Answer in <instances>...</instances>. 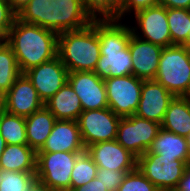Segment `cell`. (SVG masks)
<instances>
[{
  "label": "cell",
  "mask_w": 190,
  "mask_h": 191,
  "mask_svg": "<svg viewBox=\"0 0 190 191\" xmlns=\"http://www.w3.org/2000/svg\"><path fill=\"white\" fill-rule=\"evenodd\" d=\"M44 106L57 120L77 121L79 115L83 112L79 96L68 81L44 103Z\"/></svg>",
  "instance_id": "d6986e66"
},
{
  "label": "cell",
  "mask_w": 190,
  "mask_h": 191,
  "mask_svg": "<svg viewBox=\"0 0 190 191\" xmlns=\"http://www.w3.org/2000/svg\"><path fill=\"white\" fill-rule=\"evenodd\" d=\"M36 172H15L0 169V191H28Z\"/></svg>",
  "instance_id": "f1b7e54d"
},
{
  "label": "cell",
  "mask_w": 190,
  "mask_h": 191,
  "mask_svg": "<svg viewBox=\"0 0 190 191\" xmlns=\"http://www.w3.org/2000/svg\"><path fill=\"white\" fill-rule=\"evenodd\" d=\"M129 50L132 60V75L143 80L154 79L163 47L131 35Z\"/></svg>",
  "instance_id": "e0dca14e"
},
{
  "label": "cell",
  "mask_w": 190,
  "mask_h": 191,
  "mask_svg": "<svg viewBox=\"0 0 190 191\" xmlns=\"http://www.w3.org/2000/svg\"><path fill=\"white\" fill-rule=\"evenodd\" d=\"M160 129L161 124L135 114L121 117L116 141L138 158L148 151Z\"/></svg>",
  "instance_id": "ba28073f"
},
{
  "label": "cell",
  "mask_w": 190,
  "mask_h": 191,
  "mask_svg": "<svg viewBox=\"0 0 190 191\" xmlns=\"http://www.w3.org/2000/svg\"><path fill=\"white\" fill-rule=\"evenodd\" d=\"M44 107L35 87L25 73H21L4 95L2 109L8 113L27 117Z\"/></svg>",
  "instance_id": "5bb4252c"
},
{
  "label": "cell",
  "mask_w": 190,
  "mask_h": 191,
  "mask_svg": "<svg viewBox=\"0 0 190 191\" xmlns=\"http://www.w3.org/2000/svg\"><path fill=\"white\" fill-rule=\"evenodd\" d=\"M186 138H187L188 148L190 152V134Z\"/></svg>",
  "instance_id": "60d3db41"
},
{
  "label": "cell",
  "mask_w": 190,
  "mask_h": 191,
  "mask_svg": "<svg viewBox=\"0 0 190 191\" xmlns=\"http://www.w3.org/2000/svg\"><path fill=\"white\" fill-rule=\"evenodd\" d=\"M161 128L182 137L190 134V97L175 96L170 102Z\"/></svg>",
  "instance_id": "7402d4cb"
},
{
  "label": "cell",
  "mask_w": 190,
  "mask_h": 191,
  "mask_svg": "<svg viewBox=\"0 0 190 191\" xmlns=\"http://www.w3.org/2000/svg\"><path fill=\"white\" fill-rule=\"evenodd\" d=\"M101 55L94 72L102 79L132 75L129 40L132 33L120 20L96 21Z\"/></svg>",
  "instance_id": "3957f363"
},
{
  "label": "cell",
  "mask_w": 190,
  "mask_h": 191,
  "mask_svg": "<svg viewBox=\"0 0 190 191\" xmlns=\"http://www.w3.org/2000/svg\"><path fill=\"white\" fill-rule=\"evenodd\" d=\"M58 33L15 19L3 38L11 47L21 73L58 56Z\"/></svg>",
  "instance_id": "6da1fadb"
},
{
  "label": "cell",
  "mask_w": 190,
  "mask_h": 191,
  "mask_svg": "<svg viewBox=\"0 0 190 191\" xmlns=\"http://www.w3.org/2000/svg\"><path fill=\"white\" fill-rule=\"evenodd\" d=\"M82 152H37L36 179L54 191H70L71 173Z\"/></svg>",
  "instance_id": "8992f818"
},
{
  "label": "cell",
  "mask_w": 190,
  "mask_h": 191,
  "mask_svg": "<svg viewBox=\"0 0 190 191\" xmlns=\"http://www.w3.org/2000/svg\"><path fill=\"white\" fill-rule=\"evenodd\" d=\"M56 121L55 116L45 106L25 117L27 142L36 153L46 143Z\"/></svg>",
  "instance_id": "ffe728a7"
},
{
  "label": "cell",
  "mask_w": 190,
  "mask_h": 191,
  "mask_svg": "<svg viewBox=\"0 0 190 191\" xmlns=\"http://www.w3.org/2000/svg\"><path fill=\"white\" fill-rule=\"evenodd\" d=\"M17 19L58 34L80 30L92 23L82 0H31L17 13Z\"/></svg>",
  "instance_id": "7a4b0ae2"
},
{
  "label": "cell",
  "mask_w": 190,
  "mask_h": 191,
  "mask_svg": "<svg viewBox=\"0 0 190 191\" xmlns=\"http://www.w3.org/2000/svg\"><path fill=\"white\" fill-rule=\"evenodd\" d=\"M159 5L166 8H182L190 10V0H159Z\"/></svg>",
  "instance_id": "e575fe53"
},
{
  "label": "cell",
  "mask_w": 190,
  "mask_h": 191,
  "mask_svg": "<svg viewBox=\"0 0 190 191\" xmlns=\"http://www.w3.org/2000/svg\"><path fill=\"white\" fill-rule=\"evenodd\" d=\"M84 152L86 147L81 138L77 121L57 120L46 143L38 152Z\"/></svg>",
  "instance_id": "ac0fdd59"
},
{
  "label": "cell",
  "mask_w": 190,
  "mask_h": 191,
  "mask_svg": "<svg viewBox=\"0 0 190 191\" xmlns=\"http://www.w3.org/2000/svg\"><path fill=\"white\" fill-rule=\"evenodd\" d=\"M159 5V0H123L118 20H122L125 15H134L140 10ZM128 13V14H127Z\"/></svg>",
  "instance_id": "d6a6232c"
},
{
  "label": "cell",
  "mask_w": 190,
  "mask_h": 191,
  "mask_svg": "<svg viewBox=\"0 0 190 191\" xmlns=\"http://www.w3.org/2000/svg\"><path fill=\"white\" fill-rule=\"evenodd\" d=\"M31 0H11L10 6L12 10L17 14L22 8H24Z\"/></svg>",
  "instance_id": "74e56055"
},
{
  "label": "cell",
  "mask_w": 190,
  "mask_h": 191,
  "mask_svg": "<svg viewBox=\"0 0 190 191\" xmlns=\"http://www.w3.org/2000/svg\"><path fill=\"white\" fill-rule=\"evenodd\" d=\"M166 191H178L177 189H172V190H166Z\"/></svg>",
  "instance_id": "7bdbcfd3"
},
{
  "label": "cell",
  "mask_w": 190,
  "mask_h": 191,
  "mask_svg": "<svg viewBox=\"0 0 190 191\" xmlns=\"http://www.w3.org/2000/svg\"><path fill=\"white\" fill-rule=\"evenodd\" d=\"M71 191H106V187H104L101 180L96 177L87 184L74 188Z\"/></svg>",
  "instance_id": "836d02e7"
},
{
  "label": "cell",
  "mask_w": 190,
  "mask_h": 191,
  "mask_svg": "<svg viewBox=\"0 0 190 191\" xmlns=\"http://www.w3.org/2000/svg\"><path fill=\"white\" fill-rule=\"evenodd\" d=\"M175 96L158 81L144 80L141 98L135 115L161 124L170 102Z\"/></svg>",
  "instance_id": "2e32d148"
},
{
  "label": "cell",
  "mask_w": 190,
  "mask_h": 191,
  "mask_svg": "<svg viewBox=\"0 0 190 191\" xmlns=\"http://www.w3.org/2000/svg\"><path fill=\"white\" fill-rule=\"evenodd\" d=\"M68 82L79 96L83 111L108 107L105 82L95 72H69Z\"/></svg>",
  "instance_id": "4fadbf2b"
},
{
  "label": "cell",
  "mask_w": 190,
  "mask_h": 191,
  "mask_svg": "<svg viewBox=\"0 0 190 191\" xmlns=\"http://www.w3.org/2000/svg\"><path fill=\"white\" fill-rule=\"evenodd\" d=\"M37 153L23 145H6L0 159V169L15 172H36Z\"/></svg>",
  "instance_id": "603a6c76"
},
{
  "label": "cell",
  "mask_w": 190,
  "mask_h": 191,
  "mask_svg": "<svg viewBox=\"0 0 190 191\" xmlns=\"http://www.w3.org/2000/svg\"><path fill=\"white\" fill-rule=\"evenodd\" d=\"M68 73L59 56L25 72L43 103L67 83Z\"/></svg>",
  "instance_id": "7c38bea8"
},
{
  "label": "cell",
  "mask_w": 190,
  "mask_h": 191,
  "mask_svg": "<svg viewBox=\"0 0 190 191\" xmlns=\"http://www.w3.org/2000/svg\"><path fill=\"white\" fill-rule=\"evenodd\" d=\"M167 19L172 45H184L187 47L190 31V10L167 8Z\"/></svg>",
  "instance_id": "484cf974"
},
{
  "label": "cell",
  "mask_w": 190,
  "mask_h": 191,
  "mask_svg": "<svg viewBox=\"0 0 190 191\" xmlns=\"http://www.w3.org/2000/svg\"><path fill=\"white\" fill-rule=\"evenodd\" d=\"M28 191H54L51 188H49L46 184L41 182L38 179H35L28 188Z\"/></svg>",
  "instance_id": "8d00e7d4"
},
{
  "label": "cell",
  "mask_w": 190,
  "mask_h": 191,
  "mask_svg": "<svg viewBox=\"0 0 190 191\" xmlns=\"http://www.w3.org/2000/svg\"><path fill=\"white\" fill-rule=\"evenodd\" d=\"M187 47L190 49V31H189V36H188V39H187Z\"/></svg>",
  "instance_id": "b9f144b4"
},
{
  "label": "cell",
  "mask_w": 190,
  "mask_h": 191,
  "mask_svg": "<svg viewBox=\"0 0 190 191\" xmlns=\"http://www.w3.org/2000/svg\"><path fill=\"white\" fill-rule=\"evenodd\" d=\"M154 80L174 96L190 97V49L184 45L163 48Z\"/></svg>",
  "instance_id": "5b68a950"
},
{
  "label": "cell",
  "mask_w": 190,
  "mask_h": 191,
  "mask_svg": "<svg viewBox=\"0 0 190 191\" xmlns=\"http://www.w3.org/2000/svg\"><path fill=\"white\" fill-rule=\"evenodd\" d=\"M3 100H4V95L1 93L0 91V109L2 108L3 106Z\"/></svg>",
  "instance_id": "ab89813d"
},
{
  "label": "cell",
  "mask_w": 190,
  "mask_h": 191,
  "mask_svg": "<svg viewBox=\"0 0 190 191\" xmlns=\"http://www.w3.org/2000/svg\"><path fill=\"white\" fill-rule=\"evenodd\" d=\"M146 153L160 154L163 157L184 160L187 164H190L187 138L163 128L160 129L158 135L153 139L152 145Z\"/></svg>",
  "instance_id": "44dd1931"
},
{
  "label": "cell",
  "mask_w": 190,
  "mask_h": 191,
  "mask_svg": "<svg viewBox=\"0 0 190 191\" xmlns=\"http://www.w3.org/2000/svg\"><path fill=\"white\" fill-rule=\"evenodd\" d=\"M143 81L134 75L105 79L108 107L119 117L134 115L141 98Z\"/></svg>",
  "instance_id": "9c48e42d"
},
{
  "label": "cell",
  "mask_w": 190,
  "mask_h": 191,
  "mask_svg": "<svg viewBox=\"0 0 190 191\" xmlns=\"http://www.w3.org/2000/svg\"><path fill=\"white\" fill-rule=\"evenodd\" d=\"M21 74L18 62L11 47L0 39V91L5 95Z\"/></svg>",
  "instance_id": "d4e9b609"
},
{
  "label": "cell",
  "mask_w": 190,
  "mask_h": 191,
  "mask_svg": "<svg viewBox=\"0 0 190 191\" xmlns=\"http://www.w3.org/2000/svg\"><path fill=\"white\" fill-rule=\"evenodd\" d=\"M100 55L96 21L80 30L59 33L58 56L68 72H94Z\"/></svg>",
  "instance_id": "277c9868"
},
{
  "label": "cell",
  "mask_w": 190,
  "mask_h": 191,
  "mask_svg": "<svg viewBox=\"0 0 190 191\" xmlns=\"http://www.w3.org/2000/svg\"><path fill=\"white\" fill-rule=\"evenodd\" d=\"M86 151L98 169L134 171L137 168V157L116 140L92 144Z\"/></svg>",
  "instance_id": "9a60e30c"
},
{
  "label": "cell",
  "mask_w": 190,
  "mask_h": 191,
  "mask_svg": "<svg viewBox=\"0 0 190 191\" xmlns=\"http://www.w3.org/2000/svg\"><path fill=\"white\" fill-rule=\"evenodd\" d=\"M117 191H159L138 168L126 173Z\"/></svg>",
  "instance_id": "f546056e"
},
{
  "label": "cell",
  "mask_w": 190,
  "mask_h": 191,
  "mask_svg": "<svg viewBox=\"0 0 190 191\" xmlns=\"http://www.w3.org/2000/svg\"><path fill=\"white\" fill-rule=\"evenodd\" d=\"M133 17H135L134 21L137 25L130 26L133 35L163 48L172 45L166 7L152 6L138 11Z\"/></svg>",
  "instance_id": "8fae6325"
},
{
  "label": "cell",
  "mask_w": 190,
  "mask_h": 191,
  "mask_svg": "<svg viewBox=\"0 0 190 191\" xmlns=\"http://www.w3.org/2000/svg\"><path fill=\"white\" fill-rule=\"evenodd\" d=\"M132 171H115L111 169H98L96 177L106 187V191H117L126 173Z\"/></svg>",
  "instance_id": "4dcf8cb0"
},
{
  "label": "cell",
  "mask_w": 190,
  "mask_h": 191,
  "mask_svg": "<svg viewBox=\"0 0 190 191\" xmlns=\"http://www.w3.org/2000/svg\"><path fill=\"white\" fill-rule=\"evenodd\" d=\"M178 191H190V164L185 169L183 177L176 188Z\"/></svg>",
  "instance_id": "d590c367"
},
{
  "label": "cell",
  "mask_w": 190,
  "mask_h": 191,
  "mask_svg": "<svg viewBox=\"0 0 190 191\" xmlns=\"http://www.w3.org/2000/svg\"><path fill=\"white\" fill-rule=\"evenodd\" d=\"M0 134L4 138L6 145L28 144L26 138L25 117L8 113L0 109Z\"/></svg>",
  "instance_id": "cb8c5ba5"
},
{
  "label": "cell",
  "mask_w": 190,
  "mask_h": 191,
  "mask_svg": "<svg viewBox=\"0 0 190 191\" xmlns=\"http://www.w3.org/2000/svg\"><path fill=\"white\" fill-rule=\"evenodd\" d=\"M5 147H6V142L4 138L2 137V135L0 134V159H1L3 151L5 150Z\"/></svg>",
  "instance_id": "f35d334b"
},
{
  "label": "cell",
  "mask_w": 190,
  "mask_h": 191,
  "mask_svg": "<svg viewBox=\"0 0 190 191\" xmlns=\"http://www.w3.org/2000/svg\"><path fill=\"white\" fill-rule=\"evenodd\" d=\"M17 14L12 10L10 3L0 0V39H3L13 26Z\"/></svg>",
  "instance_id": "1f68e13d"
},
{
  "label": "cell",
  "mask_w": 190,
  "mask_h": 191,
  "mask_svg": "<svg viewBox=\"0 0 190 191\" xmlns=\"http://www.w3.org/2000/svg\"><path fill=\"white\" fill-rule=\"evenodd\" d=\"M188 164L184 160L144 153L137 158V168L159 191L176 189Z\"/></svg>",
  "instance_id": "52a82bcc"
},
{
  "label": "cell",
  "mask_w": 190,
  "mask_h": 191,
  "mask_svg": "<svg viewBox=\"0 0 190 191\" xmlns=\"http://www.w3.org/2000/svg\"><path fill=\"white\" fill-rule=\"evenodd\" d=\"M92 21L118 20L123 0H82Z\"/></svg>",
  "instance_id": "4316f807"
},
{
  "label": "cell",
  "mask_w": 190,
  "mask_h": 191,
  "mask_svg": "<svg viewBox=\"0 0 190 191\" xmlns=\"http://www.w3.org/2000/svg\"><path fill=\"white\" fill-rule=\"evenodd\" d=\"M120 119L109 107L83 111L77 123L84 146L116 140Z\"/></svg>",
  "instance_id": "30bf717a"
},
{
  "label": "cell",
  "mask_w": 190,
  "mask_h": 191,
  "mask_svg": "<svg viewBox=\"0 0 190 191\" xmlns=\"http://www.w3.org/2000/svg\"><path fill=\"white\" fill-rule=\"evenodd\" d=\"M97 170V165L93 162L87 151L80 153L72 169L70 191L96 178Z\"/></svg>",
  "instance_id": "83f0119b"
}]
</instances>
